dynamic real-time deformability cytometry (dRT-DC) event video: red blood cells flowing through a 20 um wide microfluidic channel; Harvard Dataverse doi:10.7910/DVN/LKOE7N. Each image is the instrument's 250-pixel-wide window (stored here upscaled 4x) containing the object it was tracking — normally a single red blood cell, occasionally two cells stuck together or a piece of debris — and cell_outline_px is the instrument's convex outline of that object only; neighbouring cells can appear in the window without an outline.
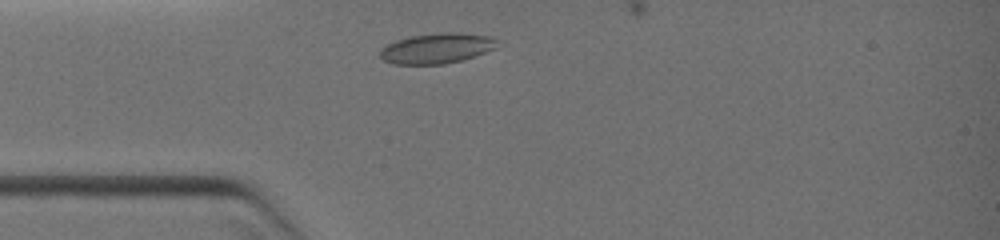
{"species": "common noctule bat (a hibernating species)", "species_latin": "Nyctalus noctula", "temperature_condition": "warm", "stored_images_in_passage": 20, "camera_frame_rate_fps": 3000, "um_per_image_px": 0.085, "animal": {"sex": "female", "body_mass_g": 19.0, "forearm_length_mm": 51.5}, "frame": {"image": 1, "passage_image": 2, "time_ms": 0.667, "image_size_px": [1000, 240], "cell_outline_px": [[496, 48], [460, 60], [444, 64], [392, 64], [384, 60], [380, 56], [380, 48], [396, 40], [408, 36], [440, 32], [460, 32], [488, 36], [496, 40]], "centroid_in_image_um": [37.07, 4.09], "position_along_channel_um": 47.9, "area_um2": 20.58}}
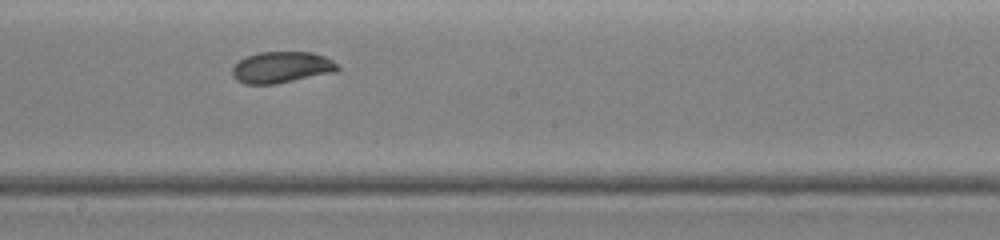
{"frame": {"image": 2, "passage_image": 11, "time_ms": 4.667, "image_size_px": [1000, 240], "cell_outline_px": [[340, 68], [336, 72], [276, 84], [244, 84], [236, 80], [232, 76], [232, 68], [240, 60], [248, 56], [260, 52], [312, 52], [324, 56], [332, 60]], "centroid_in_image_um": [23.94, 5.73], "position_along_channel_um": 224.3, "area_um2": 19.25}}
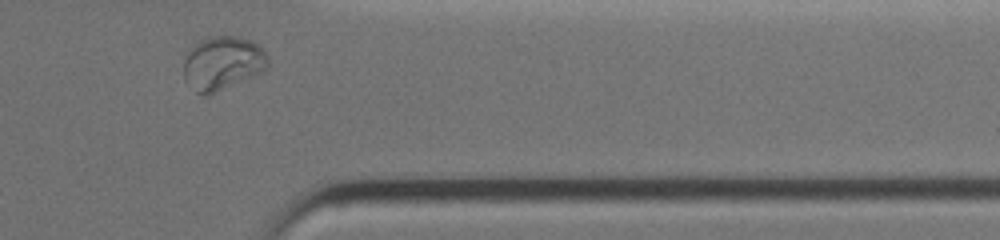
{"frame": {"image": 3, "passage_image": 20, "time_ms": 8.333, "image_size_px": [1000, 240], "cell_outline_px": [[268, 68], [208, 96], [204, 96], [196, 92], [184, 80], [184, 60], [188, 52], [200, 40], [208, 36], [240, 36], [252, 40], [260, 44], [264, 48], [268, 56]], "centroid_in_image_um": [18.93, 5.35], "position_along_channel_um": 392.5, "area_um2": 26.53}}